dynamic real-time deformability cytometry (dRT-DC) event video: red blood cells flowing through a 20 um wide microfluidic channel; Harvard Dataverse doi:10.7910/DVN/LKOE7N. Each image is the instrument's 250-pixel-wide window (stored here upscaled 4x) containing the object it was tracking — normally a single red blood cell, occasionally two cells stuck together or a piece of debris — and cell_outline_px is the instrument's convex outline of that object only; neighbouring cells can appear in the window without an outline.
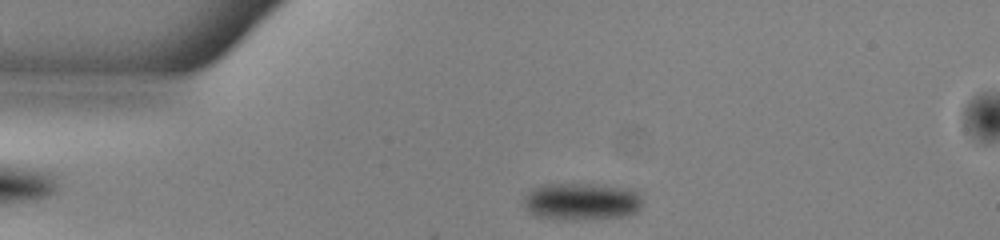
{"species": "common noctule bat (a hibernating species)", "species_latin": "Nyctalus noctula", "temperature_condition": "warm", "stored_images_in_passage": 48, "camera_frame_rate_fps": 3000, "um_per_image_px": 0.085, "animal": {"sex": "male", "body_mass_g": 13.0, "forearm_length_mm": 53.1}, "frame": {"image": 1, "passage_image": 7, "time_ms": 2.0, "image_size_px": [1000, 240], "cell_outline_px": [[640, 208], [636, 212], [624, 216], [576, 220], [560, 220], [532, 216], [520, 204], [524, 196], [532, 188], [540, 184], [600, 184], [636, 188], [640, 196]], "centroid_in_image_um": [49.37, 17.12], "position_along_channel_um": 35.6, "area_um2": 26.65}}
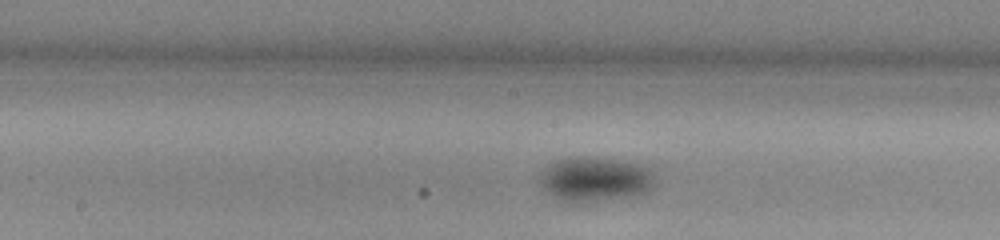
{"frame": {"image": 2, "passage_image": 22, "time_ms": 7.0, "image_size_px": [1000, 240], "cell_outline_px": [[656, 184], [652, 188], [644, 192], [628, 196], [584, 200], [564, 200], [556, 196], [544, 188], [540, 180], [540, 172], [548, 164], [556, 160], [576, 156], [580, 156], [612, 160], [640, 164], [656, 172]], "centroid_in_image_um": [50.63, 15.17], "position_along_channel_um": 197.6, "area_um2": 28.9}}
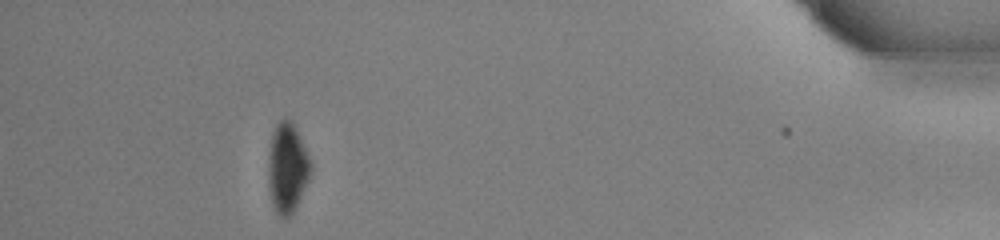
{"frame": {"image": 3, "passage_image": 43, "time_ms": 14.0, "image_size_px": [1000, 240], "cell_outline_px": [[312, 172], [292, 212], [288, 216], [280, 216], [276, 212], [272, 204], [268, 188], [268, 156], [272, 132], [276, 124], [284, 116], [292, 120], [312, 160]], "centroid_in_image_um": [24.42, 14.19], "position_along_channel_um": 410.8, "area_um2": 22.43}, "authors_computed_cell_mechanics": {"area_um2": 26.2412, "velocity_mm_per_s": 3.9592, "shape_relaxation_time_tau1_ms": 4.2806, "shape_relaxation_time_tau2_ms": null, "deformation_change_tau1": 0.075, "deformation_change_tau2": null}}